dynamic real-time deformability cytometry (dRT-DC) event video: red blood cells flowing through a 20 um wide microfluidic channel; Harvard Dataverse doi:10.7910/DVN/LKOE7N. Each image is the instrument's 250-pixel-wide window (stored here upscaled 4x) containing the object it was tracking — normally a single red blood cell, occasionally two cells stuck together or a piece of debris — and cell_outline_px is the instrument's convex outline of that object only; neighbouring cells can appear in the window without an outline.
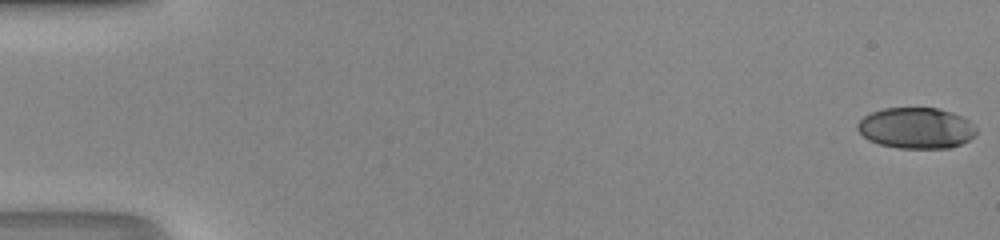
{"species": "human", "species_latin": "Homo sapiens", "temperature_condition": "room temperature", "stored_images_in_passage": 51, "camera_frame_rate_fps": 3000, "um_per_image_px": 0.085, "donor": {"sex": "male"}, "frame": {"image": 1, "passage_image": 1, "time_ms": 0.0, "image_size_px": [1000, 240], "cell_outline_px": [[976, 132], [968, 140], [960, 144], [948, 148], [900, 148], [880, 144], [868, 140], [856, 128], [856, 124], [864, 116], [872, 112], [884, 108], [936, 108], [952, 112], [968, 120], [976, 128]], "centroid_in_image_um": [77.85, 10.88], "position_along_channel_um": 7.2, "area_um2": 28.15}}
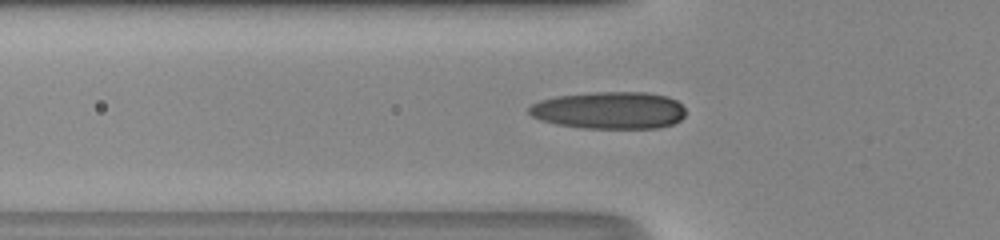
{"frame": {"image": 2, "passage_image": 19, "time_ms": 6.0, "image_size_px": [1000, 240], "cell_outline_px": [[684, 116], [680, 120], [672, 124], [656, 128], [584, 128], [556, 124], [540, 120], [532, 116], [528, 112], [528, 108], [532, 104], [540, 100], [556, 96], [592, 92], [644, 92], [668, 96], [676, 100], [684, 108]], "centroid_in_image_um": [51.78, 9.37], "position_along_channel_um": 74.0, "area_um2": 34.04}}
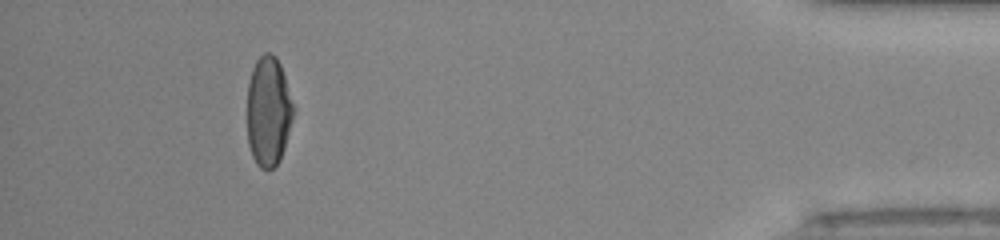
{"frame": {"image": 3, "passage_image": 47, "time_ms": 15.333, "image_size_px": [1000, 240], "cell_outline_px": [[292, 120], [284, 148], [280, 160], [272, 168], [260, 168], [256, 164], [252, 156], [248, 144], [248, 84], [252, 68], [256, 60], [264, 52], [268, 52], [276, 56], [280, 64], [284, 76], [292, 104]], "centroid_in_image_um": [22.79, 9.46], "position_along_channel_um": 412.4, "area_um2": 29.13}, "authors_computed_cell_mechanics": {"area_um2": 30.8652, "velocity_mm_per_s": 4.2506, "shape_relaxation_time_tau1_ms": 8.285, "shape_relaxation_time_tau2_ms": 3.1101, "deformation_change_tau1": 0.2598, "deformation_change_tau2": 0.0485}}